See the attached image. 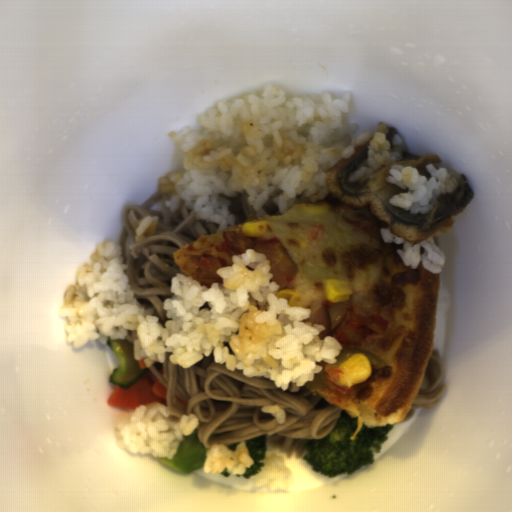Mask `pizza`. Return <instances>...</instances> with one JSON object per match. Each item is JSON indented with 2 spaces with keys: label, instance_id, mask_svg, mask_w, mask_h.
Returning <instances> with one entry per match:
<instances>
[{
  "label": "pizza",
  "instance_id": "dd6c1bee",
  "mask_svg": "<svg viewBox=\"0 0 512 512\" xmlns=\"http://www.w3.org/2000/svg\"><path fill=\"white\" fill-rule=\"evenodd\" d=\"M316 202L327 203L328 212L311 214L298 202L281 214H254L246 222H263L265 229L258 238H275L294 261L295 277L278 292L300 294L293 308L311 311L305 319L308 326L315 325L320 306L337 303L326 297L329 278L346 280L352 291L346 317L352 312L386 318L388 328L383 334L341 349H362L379 357V364H370L367 379L348 383L342 365L333 367L322 361L317 362L322 365L320 371L303 384L357 419L356 431L349 438L355 439L363 425L375 429L393 425L409 411L432 352L440 277L439 272H427L422 262L416 268L405 266L397 252L404 244L384 241L381 228L388 227L374 217L369 206L349 207L330 191ZM243 224L201 235L171 257L186 278H195L202 256L218 257L230 267L237 254L225 245L223 234H242Z\"/></svg>",
  "mask_w": 512,
  "mask_h": 512
}]
</instances>
